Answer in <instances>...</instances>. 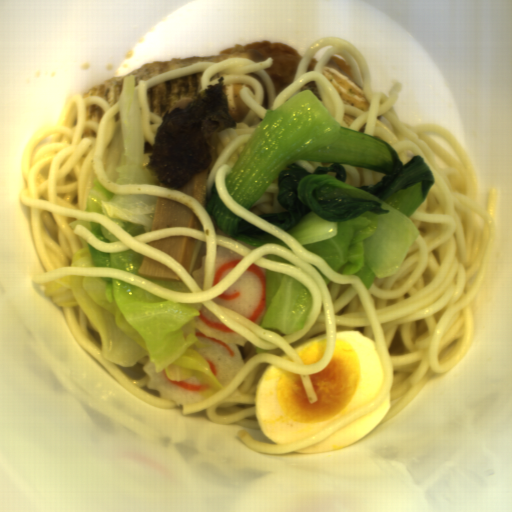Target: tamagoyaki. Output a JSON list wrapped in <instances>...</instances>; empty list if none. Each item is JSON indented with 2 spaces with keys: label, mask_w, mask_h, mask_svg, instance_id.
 I'll use <instances>...</instances> for the list:
<instances>
[{
  "label": "tamagoyaki",
  "mask_w": 512,
  "mask_h": 512,
  "mask_svg": "<svg viewBox=\"0 0 512 512\" xmlns=\"http://www.w3.org/2000/svg\"><path fill=\"white\" fill-rule=\"evenodd\" d=\"M228 58H248L257 63L256 57L250 52L228 53L212 56L174 57L168 61H154L146 63L140 68L126 75H119L103 81L82 96L86 99L89 96H99L105 99L112 107L119 103L122 97L123 83L127 76H135V86L139 88L138 82L148 80L162 73L187 66L195 62H221Z\"/></svg>",
  "instance_id": "tamagoyaki-1"
},
{
  "label": "tamagoyaki",
  "mask_w": 512,
  "mask_h": 512,
  "mask_svg": "<svg viewBox=\"0 0 512 512\" xmlns=\"http://www.w3.org/2000/svg\"><path fill=\"white\" fill-rule=\"evenodd\" d=\"M204 72L192 73L147 88L149 112L161 118L168 108L184 97H197Z\"/></svg>",
  "instance_id": "tamagoyaki-2"
},
{
  "label": "tamagoyaki",
  "mask_w": 512,
  "mask_h": 512,
  "mask_svg": "<svg viewBox=\"0 0 512 512\" xmlns=\"http://www.w3.org/2000/svg\"><path fill=\"white\" fill-rule=\"evenodd\" d=\"M322 73L340 95L344 106H353L368 111L370 102L365 98L363 89L357 85L351 76L328 63L324 65Z\"/></svg>",
  "instance_id": "tamagoyaki-3"
},
{
  "label": "tamagoyaki",
  "mask_w": 512,
  "mask_h": 512,
  "mask_svg": "<svg viewBox=\"0 0 512 512\" xmlns=\"http://www.w3.org/2000/svg\"><path fill=\"white\" fill-rule=\"evenodd\" d=\"M103 107L96 106L94 104H90L86 107V121H94L99 122L104 114Z\"/></svg>",
  "instance_id": "tamagoyaki-4"
},
{
  "label": "tamagoyaki",
  "mask_w": 512,
  "mask_h": 512,
  "mask_svg": "<svg viewBox=\"0 0 512 512\" xmlns=\"http://www.w3.org/2000/svg\"><path fill=\"white\" fill-rule=\"evenodd\" d=\"M85 137H94L97 139V134L93 130L88 129L85 132H83L81 140L84 139Z\"/></svg>",
  "instance_id": "tamagoyaki-5"
},
{
  "label": "tamagoyaki",
  "mask_w": 512,
  "mask_h": 512,
  "mask_svg": "<svg viewBox=\"0 0 512 512\" xmlns=\"http://www.w3.org/2000/svg\"><path fill=\"white\" fill-rule=\"evenodd\" d=\"M343 119L347 126L349 127L353 120L357 119L355 116L347 115L344 113Z\"/></svg>",
  "instance_id": "tamagoyaki-6"
}]
</instances>
